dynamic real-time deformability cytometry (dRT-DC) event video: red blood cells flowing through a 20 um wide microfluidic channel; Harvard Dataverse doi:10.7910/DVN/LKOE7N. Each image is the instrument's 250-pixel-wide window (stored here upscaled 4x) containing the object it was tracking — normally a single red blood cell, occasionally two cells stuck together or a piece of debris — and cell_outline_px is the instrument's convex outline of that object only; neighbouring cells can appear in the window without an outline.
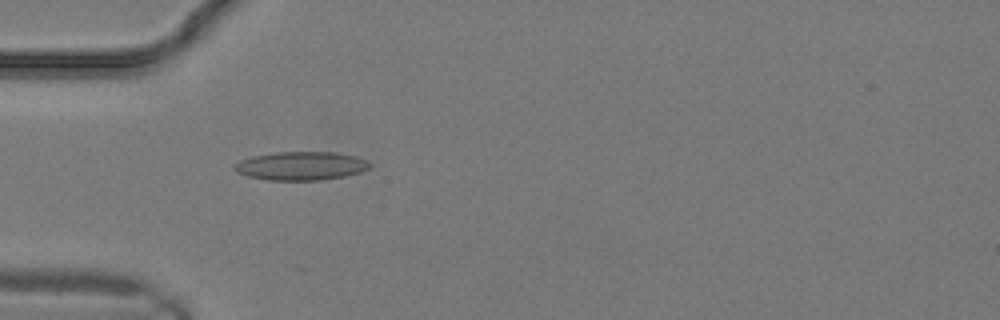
{"species": "common noctule bat (a hibernating species)", "species_latin": "Nyctalus noctula", "temperature_condition": "warm", "stored_images_in_passage": 5, "camera_frame_rate_fps": 3000, "um_per_image_px": 0.085, "animal": {"sex": "male", "body_mass_g": 19.2, "forearm_length_mm": 51.8}, "frame": {"image": 1, "passage_image": 5, "time_ms": 1.333, "image_size_px": [1000, 320], "cell_outline_px": [[372, 168], [360, 172], [344, 176], [320, 180], [268, 180], [248, 176], [236, 172], [232, 168], [232, 164], [240, 160], [252, 156], [276, 152], [336, 152], [356, 156], [368, 160], [372, 164]], "centroid_in_image_um": [25.59, 14.09], "position_along_channel_um": 59.4, "area_um2": 22.77}}